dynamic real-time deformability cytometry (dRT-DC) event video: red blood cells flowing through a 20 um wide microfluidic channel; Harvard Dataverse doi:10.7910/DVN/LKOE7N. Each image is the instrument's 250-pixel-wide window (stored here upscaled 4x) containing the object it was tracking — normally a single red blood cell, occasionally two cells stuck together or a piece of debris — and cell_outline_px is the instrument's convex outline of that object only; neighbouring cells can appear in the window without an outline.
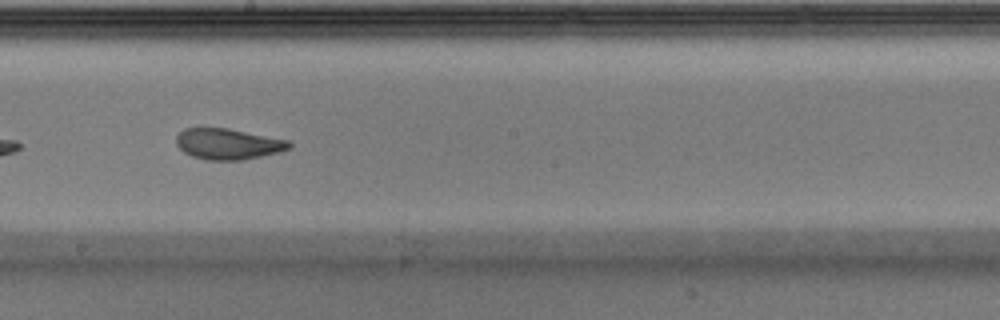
{"species": "Egyptian fruit bat (a non-hibernating species)", "species_latin": "Rousettus aegyptiacus", "temperature_condition": "warm", "stored_images_in_passage": 37, "camera_frame_rate_fps": 3000, "um_per_image_px": 0.085, "animal": {"sex": "male"}, "frame": {"image": 1, "passage_image": 16, "time_ms": 5.0, "image_size_px": [1000, 320], "cell_outline_px": [[292, 148], [280, 152], [244, 160], [204, 160], [192, 156], [184, 152], [176, 144], [176, 136], [184, 128], [228, 128], [288, 140], [292, 144]], "centroid_in_image_um": [19.4, 12.24], "position_along_channel_um": 228.8, "area_um2": 20.46}, "authors_computed_cell_mechanics": {"area_um2": 21.0392, "velocity_mm_per_s": 3.948, "shape_relaxation_time_tau1_ms": 10.8816, "shape_relaxation_time_tau2_ms": 1.5695, "deformation_change_tau1": 0.2517, "deformation_change_tau2": 0.0729}}